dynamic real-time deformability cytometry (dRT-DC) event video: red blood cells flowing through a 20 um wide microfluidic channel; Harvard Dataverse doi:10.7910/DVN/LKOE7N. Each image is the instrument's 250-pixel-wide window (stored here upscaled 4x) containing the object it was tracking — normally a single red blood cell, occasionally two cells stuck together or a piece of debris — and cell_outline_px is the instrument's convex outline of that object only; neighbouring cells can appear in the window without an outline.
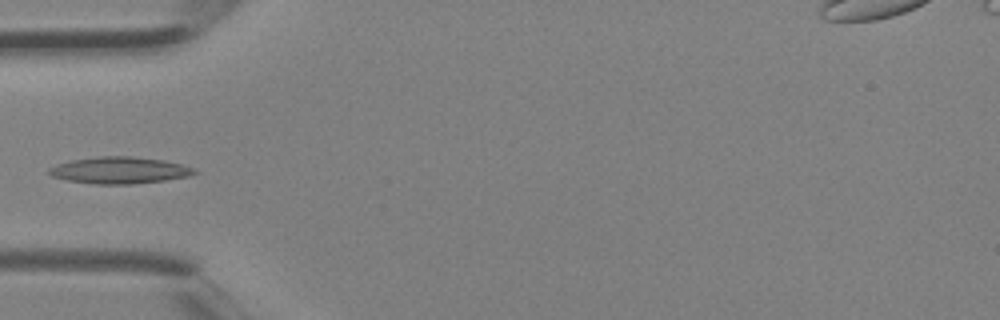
{"species": "Egyptian fruit bat (a non-hibernating species)", "species_latin": "Rousettus aegyptiacus", "temperature_condition": "room temperature", "stored_images_in_passage": 5, "camera_frame_rate_fps": 3000, "um_per_image_px": 0.085, "animal": {"sex": "female"}, "frame": {"image": 1, "passage_image": 5, "time_ms": 1.333, "image_size_px": [1000, 320], "cell_outline_px": [[200, 172], [188, 176], [164, 180], [132, 184], [92, 184], [68, 180], [52, 176], [48, 172], [48, 168], [56, 164], [72, 160], [100, 156], [132, 156], [164, 160], [184, 164], [196, 168]], "centroid_in_image_um": [10.2, 14.47], "position_along_channel_um": 74.8, "area_um2": 22.77}}